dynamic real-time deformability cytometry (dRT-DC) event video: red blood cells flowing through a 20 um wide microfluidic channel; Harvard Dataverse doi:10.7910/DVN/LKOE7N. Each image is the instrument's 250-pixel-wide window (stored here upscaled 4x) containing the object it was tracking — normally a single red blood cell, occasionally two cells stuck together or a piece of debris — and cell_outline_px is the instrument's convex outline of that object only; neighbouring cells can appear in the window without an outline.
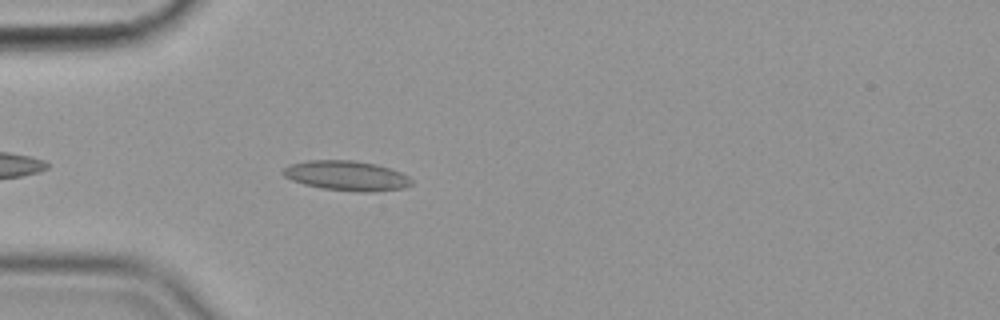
{"species": "common noctule bat (a hibernating species)", "species_latin": "Nyctalus noctula", "temperature_condition": "cold", "stored_images_in_passage": 45, "camera_frame_rate_fps": 3000, "um_per_image_px": 0.085, "animal": {"sex": "female", "body_mass_g": 19.9}, "frame": {"image": 1, "passage_image": 5, "time_ms": 1.333, "image_size_px": [1000, 320], "cell_outline_px": [[412, 184], [404, 188], [376, 192], [356, 192], [320, 188], [304, 184], [292, 180], [284, 176], [280, 172], [284, 168], [292, 164], [308, 160], [352, 160], [376, 164], [400, 172], [408, 176], [412, 180]], "centroid_in_image_um": [29.46, 14.94], "position_along_channel_um": 55.5, "area_um2": 22.43}}
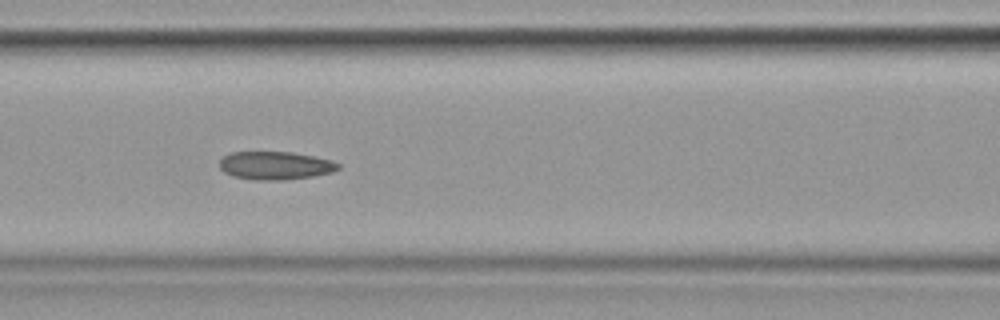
{"frame": {"image": 2, "passage_image": 13, "time_ms": 4.0, "image_size_px": [1000, 320], "cell_outline_px": [[340, 168], [332, 172], [312, 176], [284, 180], [256, 180], [232, 176], [224, 172], [220, 168], [220, 160], [224, 156], [232, 152], [292, 152], [332, 160], [340, 164]], "centroid_in_image_um": [23.4, 14.07], "position_along_channel_um": 143.2, "area_um2": 19.42}}
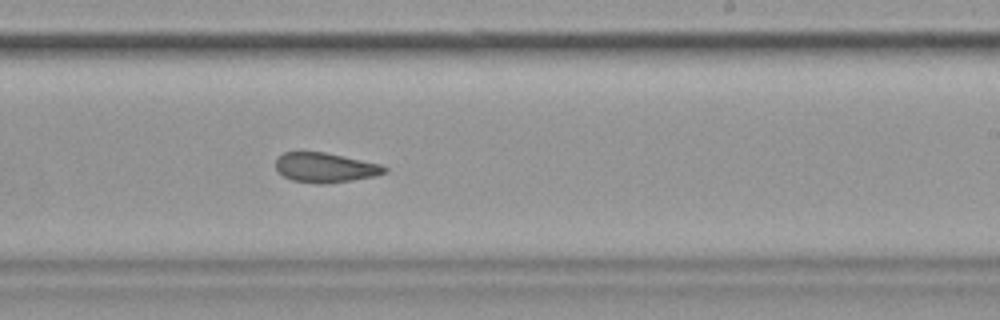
{"frame": {"image": 3, "passage_image": 23, "time_ms": 7.333, "image_size_px": [1000, 320], "cell_outline_px": [[388, 172], [376, 176], [352, 180], [324, 184], [316, 184], [292, 180], [284, 176], [276, 168], [276, 156], [284, 152], [324, 152], [380, 164], [388, 168]], "centroid_in_image_um": [27.65, 14.25], "position_along_channel_um": 261.4, "area_um2": 18.84}, "authors_computed_cell_mechanics": {"area_um2": 19.7676, "velocity_mm_per_s": 3.5652, "shape_relaxation_time_tau1_ms": null, "shape_relaxation_time_tau2_ms": 2.4583, "deformation_change_tau1": null, "deformation_change_tau2": 0.087}}